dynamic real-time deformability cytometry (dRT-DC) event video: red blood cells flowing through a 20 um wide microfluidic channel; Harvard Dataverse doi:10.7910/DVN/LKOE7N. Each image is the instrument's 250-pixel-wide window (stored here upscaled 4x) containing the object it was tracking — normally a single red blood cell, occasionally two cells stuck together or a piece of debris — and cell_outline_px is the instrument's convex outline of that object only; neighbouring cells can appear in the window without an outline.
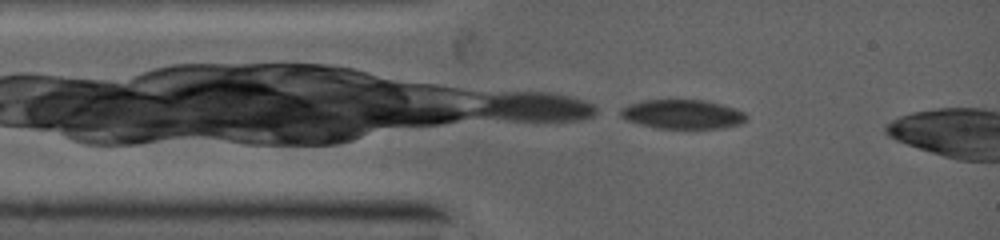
{"species": "common noctule bat (a hibernating species)", "species_latin": "Nyctalus noctula", "temperature_condition": "warm", "stored_images_in_passage": 3, "camera_frame_rate_fps": 5000, "um_per_image_px": 0.085, "animal": {"sex": "female", "body_mass_g": 19.0, "forearm_length_mm": 53.3}, "frame": {"image": 1, "passage_image": 1, "time_ms": 0.0, "image_size_px": [1000, 240], "cell_outline_px": [[748, 116], [740, 124], [712, 128], [660, 128], [644, 124], [632, 120], [624, 116], [620, 112], [620, 108], [628, 104], [644, 100], [704, 100], [736, 108], [744, 112]], "centroid_in_image_um": [58.06, 9.69], "position_along_channel_um": 26.9, "area_um2": 20.81}}